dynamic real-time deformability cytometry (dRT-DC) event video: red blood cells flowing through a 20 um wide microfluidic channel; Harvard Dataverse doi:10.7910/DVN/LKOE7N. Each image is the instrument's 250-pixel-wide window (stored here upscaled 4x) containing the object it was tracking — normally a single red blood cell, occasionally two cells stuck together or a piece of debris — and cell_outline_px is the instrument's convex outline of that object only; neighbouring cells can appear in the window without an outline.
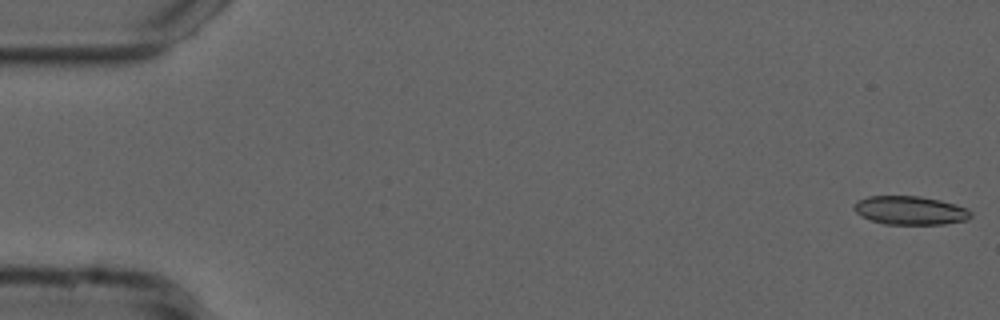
{"species": "common noctule bat (a hibernating species)", "species_latin": "Nyctalus noctula", "temperature_condition": "cold", "stored_images_in_passage": 54, "camera_frame_rate_fps": 3000, "um_per_image_px": 0.085, "animal": {"sex": "male", "forearm_length_mm": 52.5}, "frame": {"image": 1, "passage_image": 1, "time_ms": 0.0, "image_size_px": [1000, 320], "cell_outline_px": [[972, 216], [968, 220], [944, 224], [884, 224], [860, 216], [852, 208], [852, 204], [856, 200], [868, 196], [920, 196], [940, 200], [956, 204], [968, 208], [972, 212]], "centroid_in_image_um": [77.36, 17.88], "position_along_channel_um": 7.6, "area_um2": 19.77}}
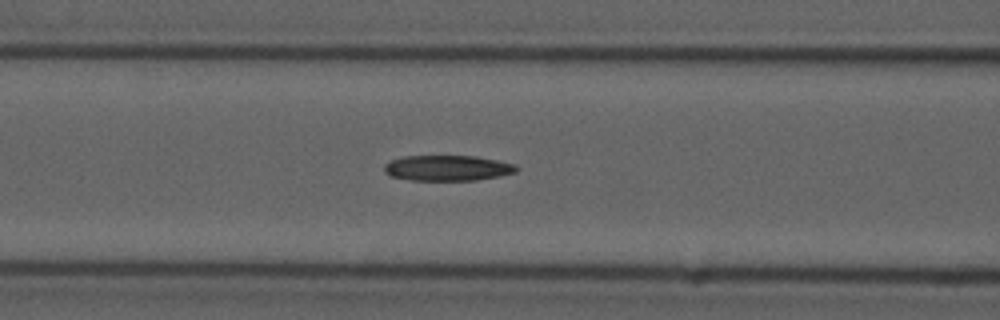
{"frame": {"image": 2, "passage_image": 22, "time_ms": 7.0, "image_size_px": [1000, 320], "cell_outline_px": [[520, 168], [516, 172], [500, 176], [476, 180], [412, 180], [392, 176], [384, 172], [384, 164], [392, 160], [404, 156], [476, 156], [516, 164]], "centroid_in_image_um": [38.07, 14.28], "position_along_channel_um": 128.5, "area_um2": 19.65}}
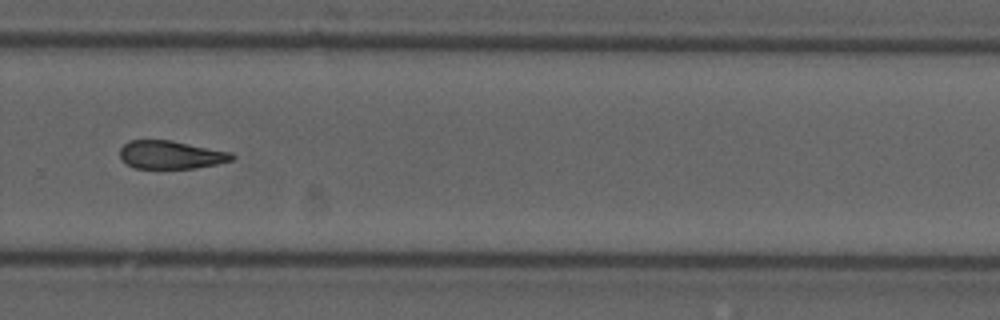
{"frame": {"image": 3, "passage_image": 37, "time_ms": 12.0, "image_size_px": [1000, 320], "cell_outline_px": [[236, 156], [232, 160], [216, 164], [196, 168], [136, 168], [120, 160], [120, 148], [128, 140], [172, 140], [232, 152]], "centroid_in_image_um": [14.52, 13.15], "position_along_channel_um": 315.3, "area_um2": 18.5}, "authors_computed_cell_mechanics": {"area_um2": 19.7676, "velocity_mm_per_s": 3.741, "shape_relaxation_time_tau1_ms": null, "shape_relaxation_time_tau2_ms": 9.6379, "deformation_change_tau1": null, "deformation_change_tau2": 0.2222}}